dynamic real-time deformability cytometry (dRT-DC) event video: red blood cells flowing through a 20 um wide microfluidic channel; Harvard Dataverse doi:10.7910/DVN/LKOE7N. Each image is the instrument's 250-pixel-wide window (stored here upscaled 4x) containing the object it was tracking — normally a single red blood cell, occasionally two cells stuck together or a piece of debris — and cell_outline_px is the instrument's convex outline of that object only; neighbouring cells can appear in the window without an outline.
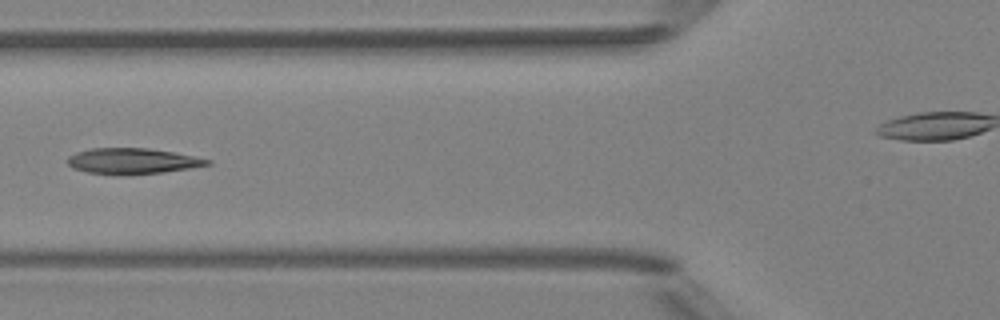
{"species": "Egyptian fruit bat (a non-hibernating species)", "species_latin": "Rousettus aegyptiacus", "temperature_condition": "room temperature", "stored_images_in_passage": 6, "camera_frame_rate_fps": 3000, "um_per_image_px": 0.085, "animal": {"sex": "female"}, "frame": {"image": 1, "passage_image": 5, "time_ms": 5.333, "image_size_px": [1000, 320], "cell_outline_px": [[212, 164], [164, 172], [116, 176], [88, 172], [72, 168], [68, 164], [68, 156], [76, 152], [92, 148], [148, 148], [172, 152], [212, 160]], "centroid_in_image_um": [11.22, 13.7], "position_along_channel_um": 114.6, "area_um2": 21.04}}
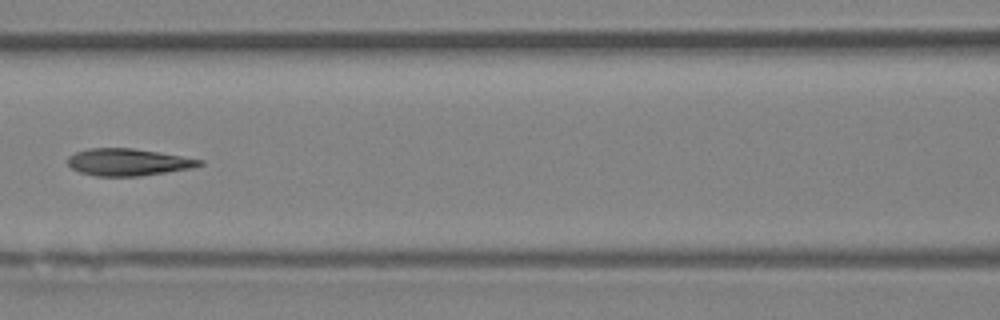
{"frame": {"image": 2, "passage_image": 6, "time_ms": 6.333, "image_size_px": [1000, 320], "cell_outline_px": [[204, 164], [192, 168], [140, 176], [96, 176], [80, 172], [72, 168], [68, 164], [68, 156], [76, 152], [88, 148], [132, 148], [204, 160]], "centroid_in_image_um": [10.88, 13.78], "position_along_channel_um": 155.7, "area_um2": 20.63}}